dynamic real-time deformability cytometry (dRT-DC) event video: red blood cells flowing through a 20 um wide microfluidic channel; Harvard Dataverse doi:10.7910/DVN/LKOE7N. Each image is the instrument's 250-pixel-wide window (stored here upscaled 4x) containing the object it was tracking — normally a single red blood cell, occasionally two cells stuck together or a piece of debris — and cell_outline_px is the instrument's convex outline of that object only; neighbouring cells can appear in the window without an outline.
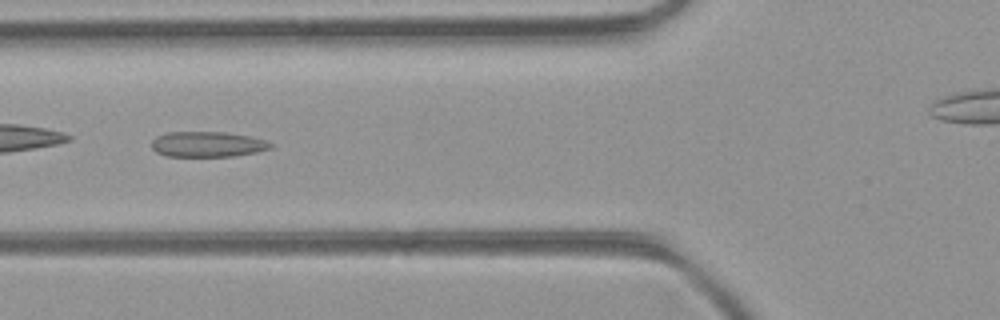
{"species": "common noctule bat (a hibernating species)", "species_latin": "Nyctalus noctula", "temperature_condition": "room temperature", "stored_images_in_passage": 9, "camera_frame_rate_fps": 3000, "um_per_image_px": 0.085, "animal": {"sex": "female", "body_mass_g": 21.9}, "frame": {"image": 1, "passage_image": 4, "time_ms": 1.0, "image_size_px": [1000, 320], "cell_outline_px": [[272, 148], [256, 152], [236, 156], [168, 156], [156, 152], [152, 148], [152, 140], [156, 136], [168, 132], [224, 132], [248, 136], [264, 140], [272, 144]], "centroid_in_image_um": [17.62, 12.26], "position_along_channel_um": 108.2, "area_um2": 17.51}}
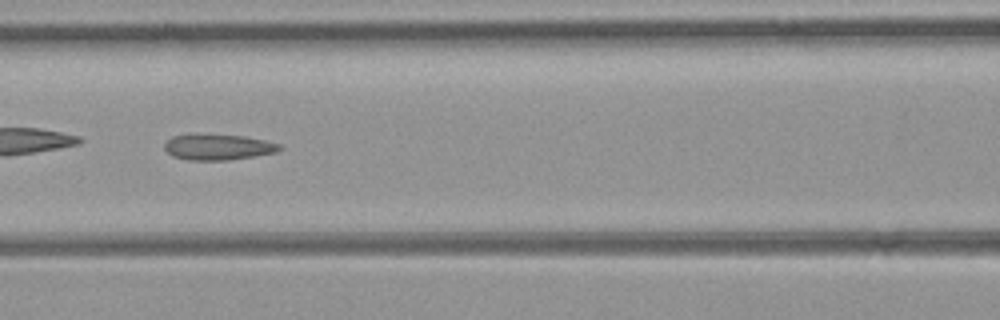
{"frame": {"image": 2, "passage_image": 7, "time_ms": 2.0, "image_size_px": [1000, 320], "cell_outline_px": [[284, 148], [276, 152], [228, 160], [188, 160], [172, 156], [164, 148], [164, 144], [172, 136], [192, 132], [196, 132], [244, 136], [264, 140], [280, 144]], "centroid_in_image_um": [18.49, 12.46], "position_along_channel_um": 148.1, "area_um2": 17.74}}